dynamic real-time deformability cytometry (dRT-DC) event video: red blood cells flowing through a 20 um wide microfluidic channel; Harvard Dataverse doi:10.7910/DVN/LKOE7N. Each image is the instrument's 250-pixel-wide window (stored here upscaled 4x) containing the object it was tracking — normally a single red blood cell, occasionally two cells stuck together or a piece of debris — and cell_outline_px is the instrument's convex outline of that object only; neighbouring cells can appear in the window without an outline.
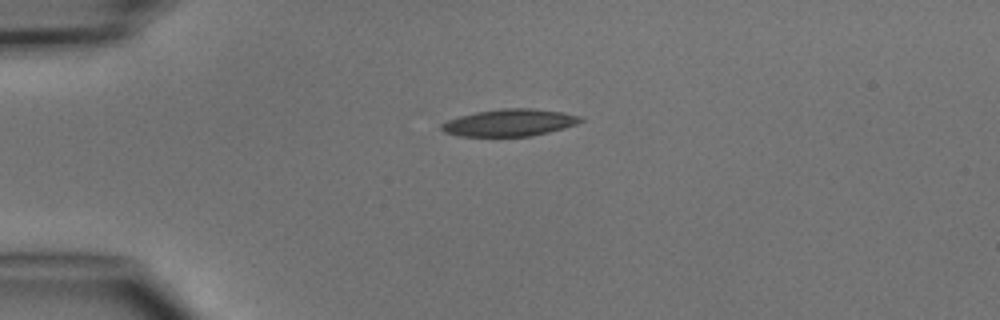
{"species": "common noctule bat (a hibernating species)", "species_latin": "Nyctalus noctula", "temperature_condition": "cold", "stored_images_in_passage": 2, "camera_frame_rate_fps": 3000, "um_per_image_px": 0.085, "animal": {"sex": "male", "body_mass_g": 15.6}, "frame": {"image": 1, "passage_image": 1, "time_ms": 0.0, "image_size_px": [1000, 320], "cell_outline_px": [[584, 120], [576, 124], [564, 128], [532, 136], [460, 136], [444, 132], [440, 128], [440, 124], [448, 120], [460, 116], [476, 112], [504, 108], [532, 108], [564, 112], [580, 116]], "centroid_in_image_um": [43.32, 10.42], "position_along_channel_um": 41.7, "area_um2": 21.91}}